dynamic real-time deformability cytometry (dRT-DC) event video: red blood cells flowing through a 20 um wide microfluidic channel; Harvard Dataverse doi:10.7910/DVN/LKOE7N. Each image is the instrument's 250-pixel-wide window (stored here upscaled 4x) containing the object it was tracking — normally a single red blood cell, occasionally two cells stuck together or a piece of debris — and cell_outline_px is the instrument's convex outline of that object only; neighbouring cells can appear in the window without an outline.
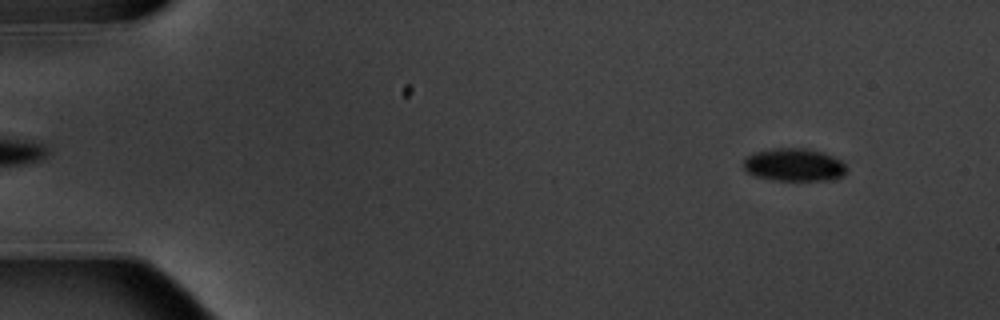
{"species": "common noctule bat (a hibernating species)", "species_latin": "Nyctalus noctula", "temperature_condition": "warm", "stored_images_in_passage": 5, "camera_frame_rate_fps": 3000, "um_per_image_px": 0.085, "animal": {"sex": "male", "body_mass_g": 20.1, "forearm_length_mm": 53.5}, "frame": {"image": 1, "passage_image": 1, "time_ms": 0.0, "image_size_px": [1000, 320], "cell_outline_px": [[844, 172], [840, 176], [828, 180], [772, 180], [756, 176], [748, 172], [744, 168], [744, 160], [748, 156], [756, 152], [776, 148], [808, 148], [824, 152], [840, 160], [844, 164]], "centroid_in_image_um": [67.48, 14.0], "position_along_channel_um": 17.5, "area_um2": 19.42}}
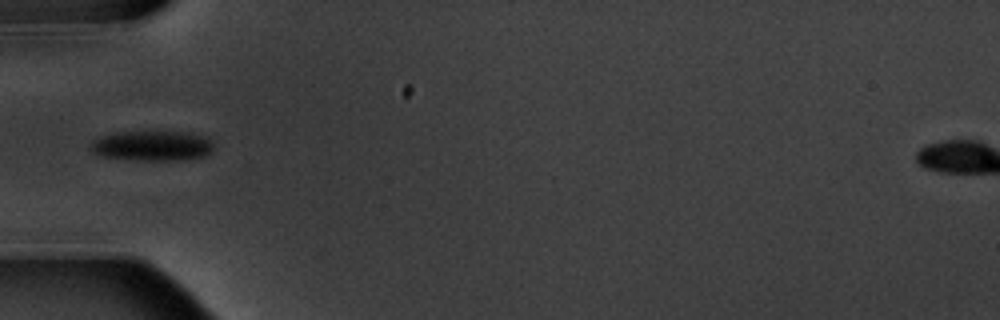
{"frame": {"image": 2, "passage_image": 5, "time_ms": 4.667, "image_size_px": [1000, 320], "cell_outline_px": [[212, 152], [208, 156], [180, 160], [136, 160], [100, 156], [92, 152], [88, 148], [88, 144], [92, 140], [100, 136], [112, 132], [180, 132], [208, 136], [212, 144]], "centroid_in_image_um": [12.89, 12.39], "position_along_channel_um": 72.1, "area_um2": 21.91}}